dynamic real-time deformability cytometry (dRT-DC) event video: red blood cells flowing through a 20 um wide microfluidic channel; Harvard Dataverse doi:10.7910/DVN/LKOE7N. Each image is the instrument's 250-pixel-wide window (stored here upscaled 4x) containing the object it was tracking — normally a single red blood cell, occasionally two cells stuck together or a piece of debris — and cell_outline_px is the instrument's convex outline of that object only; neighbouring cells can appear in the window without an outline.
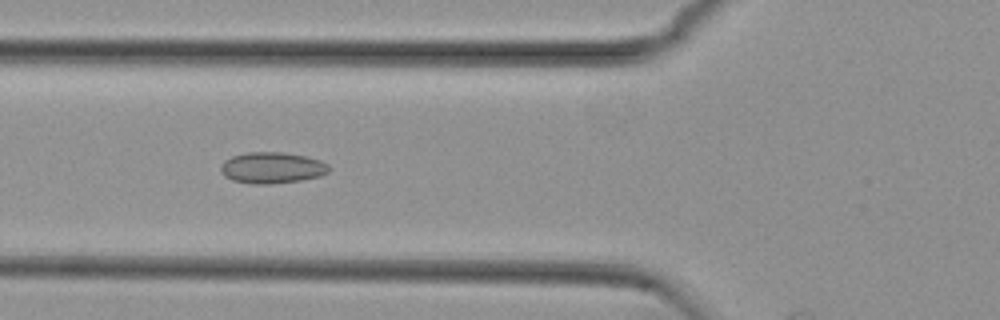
{"species": "common noctule bat (a hibernating species)", "species_latin": "Nyctalus noctula", "temperature_condition": "cold", "stored_images_in_passage": 43, "camera_frame_rate_fps": 3000, "um_per_image_px": 0.085, "animal": {"sex": "female", "body_mass_g": 29.2, "forearm_length_mm": 56.3}, "frame": {"image": 1, "passage_image": 9, "time_ms": 2.667, "image_size_px": [1000, 320], "cell_outline_px": [[328, 172], [320, 176], [300, 180], [268, 184], [252, 184], [232, 180], [224, 176], [220, 172], [220, 164], [224, 160], [232, 156], [248, 152], [284, 152], [304, 156], [320, 160], [328, 164]], "centroid_in_image_um": [23.07, 14.26], "position_along_channel_um": 102.7, "area_um2": 19.71}}
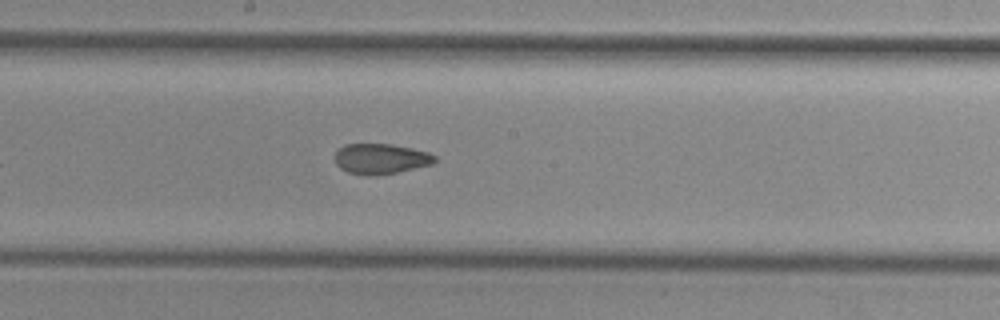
{"frame": {"image": 2, "passage_image": 18, "time_ms": 5.667, "image_size_px": [1000, 320], "cell_outline_px": [[436, 160], [432, 164], [396, 172], [376, 176], [368, 176], [348, 172], [340, 168], [336, 164], [336, 152], [344, 144], [392, 144], [412, 148], [428, 152], [436, 156]], "centroid_in_image_um": [32.36, 13.5], "position_along_channel_um": 215.8, "area_um2": 17.63}}
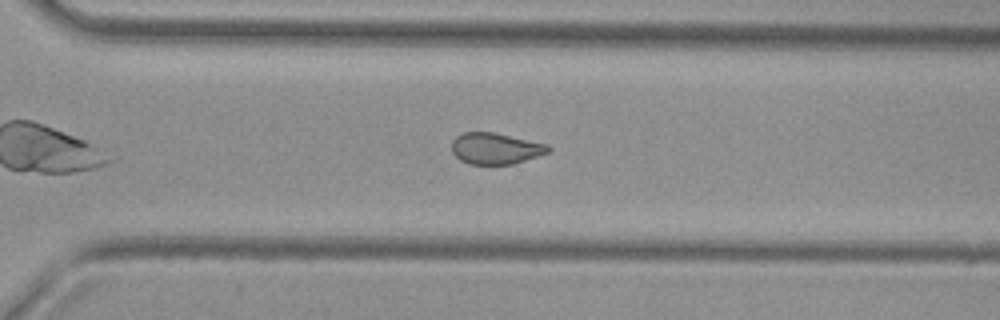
{"frame": {"image": 3, "passage_image": 27, "time_ms": 8.667, "image_size_px": [1000, 320], "cell_outline_px": [[552, 148], [548, 152], [516, 164], [468, 164], [460, 160], [452, 152], [452, 140], [456, 136], [464, 132], [492, 132], [548, 144]], "centroid_in_image_um": [42.12, 12.62], "position_along_channel_um": 328.5, "area_um2": 17.63}, "authors_computed_cell_mechanics": {"area_um2": 18.3804, "velocity_mm_per_s": 3.7613, "shape_relaxation_time_tau1_ms": null, "shape_relaxation_time_tau2_ms": 1.8614, "deformation_change_tau1": null, "deformation_change_tau2": 0.067}}